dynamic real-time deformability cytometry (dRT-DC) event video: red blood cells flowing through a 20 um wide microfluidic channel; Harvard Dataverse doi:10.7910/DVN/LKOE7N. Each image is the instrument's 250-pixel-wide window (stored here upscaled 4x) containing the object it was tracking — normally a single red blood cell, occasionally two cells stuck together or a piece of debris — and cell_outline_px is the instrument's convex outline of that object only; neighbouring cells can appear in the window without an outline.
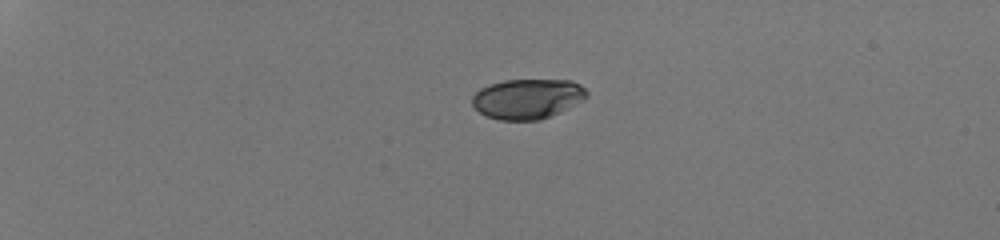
{"species": "human", "species_latin": "Homo sapiens", "temperature_condition": "room temperature", "stored_images_in_passage": 39, "camera_frame_rate_fps": 3000, "um_per_image_px": 0.085, "donor": {"sex": "male"}, "frame": {"image": 1, "passage_image": 1, "time_ms": 0.0, "image_size_px": [1000, 240], "cell_outline_px": [[588, 96], [584, 100], [560, 112], [540, 120], [500, 120], [488, 116], [480, 112], [472, 104], [472, 96], [480, 88], [504, 80], [572, 80], [580, 84], [588, 92]], "centroid_in_image_um": [44.86, 8.39], "position_along_channel_um": 40.1, "area_um2": 26.7}}
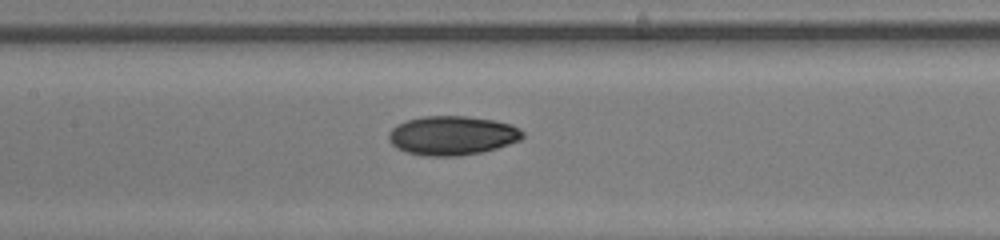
{"frame": {"image": 2, "passage_image": 17, "time_ms": 5.333, "image_size_px": [1000, 240], "cell_outline_px": [[524, 136], [520, 140], [496, 148], [480, 152], [456, 156], [424, 156], [408, 152], [396, 148], [388, 140], [388, 132], [396, 124], [408, 120], [424, 116], [468, 116], [496, 120], [512, 124], [520, 128], [524, 132]], "centroid_in_image_um": [38.44, 11.51], "position_along_channel_um": 169.0, "area_um2": 30.69}}
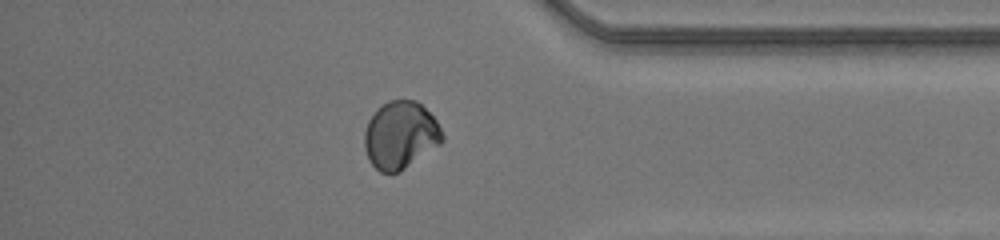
{"frame": {"image": 3, "passage_image": 34, "time_ms": 11.0, "image_size_px": [1000, 240], "cell_outline_px": [[444, 140], [440, 144], [400, 172], [380, 172], [368, 160], [364, 148], [364, 132], [368, 120], [388, 100], [416, 100], [436, 120], [444, 136]], "centroid_in_image_um": [34.03, 11.5], "position_along_channel_um": 401.2, "area_um2": 30.4}, "authors_computed_cell_mechanics": {"area_um2": 29.6514, "velocity_mm_per_s": 4.2478, "shape_relaxation_time_tau1_ms": 5.6611, "shape_relaxation_time_tau2_ms": 3.5199, "deformation_change_tau1": 0.1543, "deformation_change_tau2": 0.0439}}